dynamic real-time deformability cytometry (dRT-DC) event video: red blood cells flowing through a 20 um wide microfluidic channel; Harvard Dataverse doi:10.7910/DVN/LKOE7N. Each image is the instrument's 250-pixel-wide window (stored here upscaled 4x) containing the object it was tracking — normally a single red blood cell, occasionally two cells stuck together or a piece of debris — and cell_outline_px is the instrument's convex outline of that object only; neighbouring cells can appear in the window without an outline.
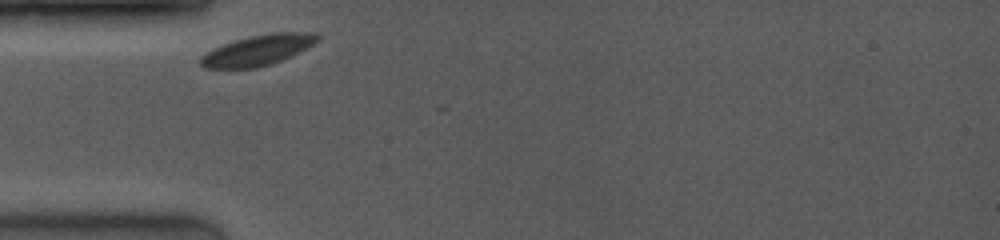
{"species": "common noctule bat (a hibernating species)", "species_latin": "Nyctalus noctula", "temperature_condition": "room temperature", "stored_images_in_passage": 3, "camera_frame_rate_fps": 4000, "um_per_image_px": 0.085, "animal": {"sex": "female", "body_mass_g": 19.0, "forearm_length_mm": 53.3}, "frame": {"image": 1, "passage_image": 1, "time_ms": 0.0, "image_size_px": [1000, 240], "cell_outline_px": [[320, 40], [272, 64], [256, 68], [204, 68], [200, 64], [200, 56], [212, 48], [248, 36], [272, 32], [316, 32], [320, 36]], "centroid_in_image_um": [21.89, 4.25], "position_along_channel_um": 63.1, "area_um2": 20.63}}